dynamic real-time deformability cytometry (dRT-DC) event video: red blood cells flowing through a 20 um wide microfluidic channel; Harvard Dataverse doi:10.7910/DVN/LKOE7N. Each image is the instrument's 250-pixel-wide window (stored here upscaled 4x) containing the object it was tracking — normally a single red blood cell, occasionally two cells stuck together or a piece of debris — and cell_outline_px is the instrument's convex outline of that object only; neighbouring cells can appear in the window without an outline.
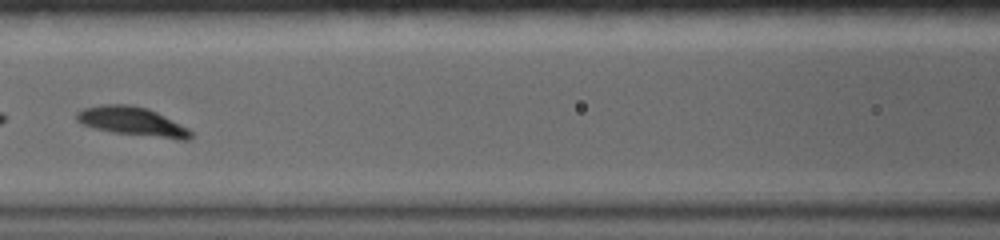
{"species": "common noctule bat (a hibernating species)", "species_latin": "Nyctalus noctula", "temperature_condition": "warm", "stored_images_in_passage": 20, "camera_frame_rate_fps": 5000, "um_per_image_px": 0.085, "animal": {"sex": "female", "body_mass_g": 19.0, "forearm_length_mm": 56.7}, "frame": {"image": 1, "passage_image": 6, "time_ms": 2.8, "image_size_px": [1000, 240], "cell_outline_px": [[192, 136], [188, 140], [176, 140], [112, 132], [96, 128], [84, 124], [76, 120], [76, 112], [84, 108], [100, 104], [128, 104], [148, 108], [188, 128], [192, 132]], "centroid_in_image_um": [11.26, 10.33], "position_along_channel_um": 155.3, "area_um2": 19.19}}
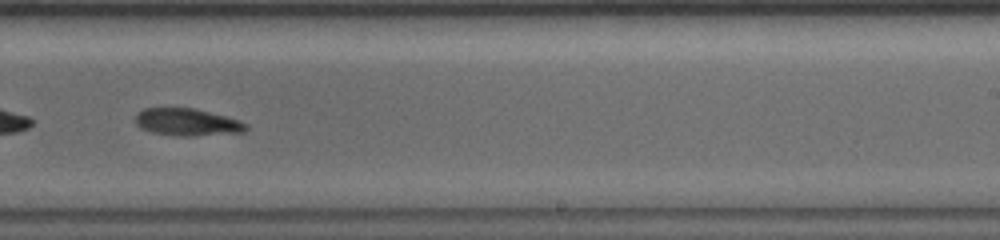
{"frame": {"image": 2, "passage_image": 12, "time_ms": 6.0, "image_size_px": [1000, 240], "cell_outline_px": [[248, 128], [244, 132], [196, 136], [176, 136], [152, 132], [140, 128], [136, 124], [136, 112], [144, 108], [196, 108], [240, 120], [248, 124]], "centroid_in_image_um": [15.92, 10.38], "position_along_channel_um": 273.1, "area_um2": 17.8}}